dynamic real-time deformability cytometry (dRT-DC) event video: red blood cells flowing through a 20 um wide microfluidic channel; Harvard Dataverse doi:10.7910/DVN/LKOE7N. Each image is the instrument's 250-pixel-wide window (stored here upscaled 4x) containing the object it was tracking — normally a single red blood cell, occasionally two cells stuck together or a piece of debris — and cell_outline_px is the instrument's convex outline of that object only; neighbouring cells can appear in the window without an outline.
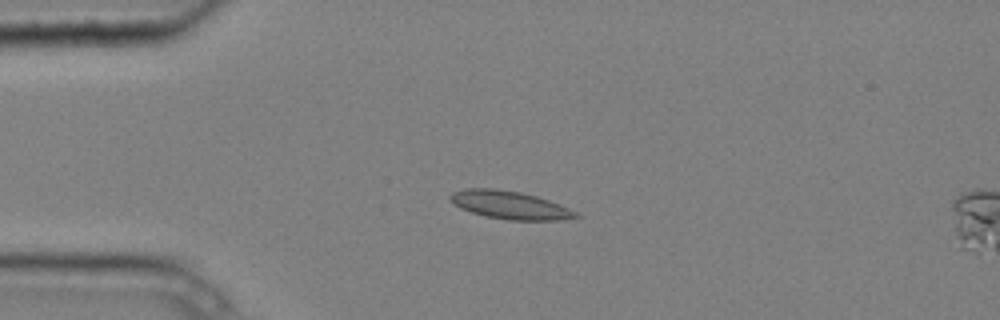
{"species": "common noctule bat (a hibernating species)", "species_latin": "Nyctalus noctula", "temperature_condition": "cold", "stored_images_in_passage": 8, "camera_frame_rate_fps": 3000, "um_per_image_px": 0.085, "animal": {"sex": "male", "body_mass_g": 20.4}, "frame": {"image": 1, "passage_image": 2, "time_ms": 0.333, "image_size_px": [1000, 320], "cell_outline_px": [[580, 216], [560, 220], [508, 220], [484, 216], [460, 208], [448, 200], [448, 196], [452, 192], [464, 188], [496, 188], [520, 192], [536, 196], [548, 200], [568, 208], [576, 212]], "centroid_in_image_um": [43.26, 17.42], "position_along_channel_um": 41.7, "area_um2": 20.52}}
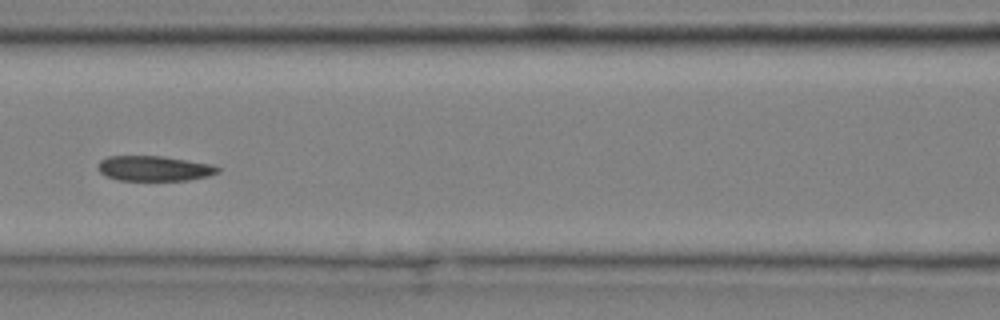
{"frame": {"image": 2, "passage_image": 5, "time_ms": 1.333, "image_size_px": [1000, 320], "cell_outline_px": [[220, 172], [208, 176], [188, 180], [116, 180], [104, 176], [96, 168], [96, 164], [100, 160], [108, 156], [160, 156], [212, 164], [220, 168]], "centroid_in_image_um": [13.05, 14.32], "position_along_channel_um": 153.5, "area_um2": 17.69}}
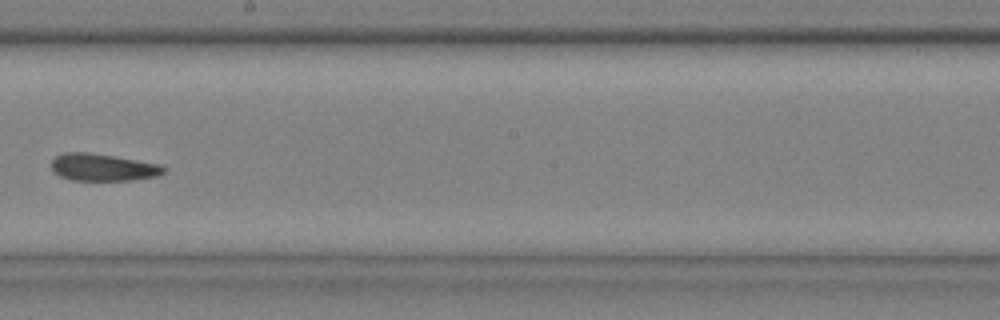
{"frame": {"image": 3, "passage_image": 7, "time_ms": 2.0, "image_size_px": [1000, 320], "cell_outline_px": [[168, 168], [164, 172], [156, 176], [132, 180], [72, 180], [60, 176], [52, 168], [52, 160], [56, 156], [64, 152], [88, 152], [164, 164]], "centroid_in_image_um": [8.8, 14.21], "position_along_channel_um": 239.4, "area_um2": 17.86}}